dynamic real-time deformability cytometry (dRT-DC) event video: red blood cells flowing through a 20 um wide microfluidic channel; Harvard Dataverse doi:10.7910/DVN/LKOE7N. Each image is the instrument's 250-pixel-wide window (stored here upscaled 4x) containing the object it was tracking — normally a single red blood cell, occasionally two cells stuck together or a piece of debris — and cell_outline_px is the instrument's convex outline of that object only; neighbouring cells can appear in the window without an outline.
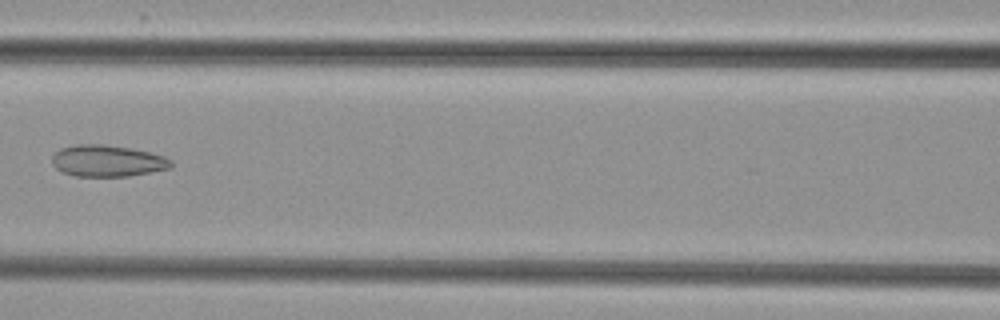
{"species": "common noctule bat (a hibernating species)", "species_latin": "Nyctalus noctula", "temperature_condition": "cold", "stored_images_in_passage": 5, "camera_frame_rate_fps": 3000, "um_per_image_px": 0.085, "animal": {"sex": "female", "body_mass_g": 29.2, "forearm_length_mm": 56.3}, "frame": {"image": 1, "passage_image": 5, "time_ms": 5.333, "image_size_px": [1000, 320], "cell_outline_px": [[172, 168], [128, 176], [76, 176], [60, 172], [52, 164], [52, 156], [60, 148], [76, 144], [104, 144], [132, 148], [152, 152], [164, 156], [172, 160]], "centroid_in_image_um": [9.13, 13.66], "position_along_channel_um": 157.5, "area_um2": 22.14}}